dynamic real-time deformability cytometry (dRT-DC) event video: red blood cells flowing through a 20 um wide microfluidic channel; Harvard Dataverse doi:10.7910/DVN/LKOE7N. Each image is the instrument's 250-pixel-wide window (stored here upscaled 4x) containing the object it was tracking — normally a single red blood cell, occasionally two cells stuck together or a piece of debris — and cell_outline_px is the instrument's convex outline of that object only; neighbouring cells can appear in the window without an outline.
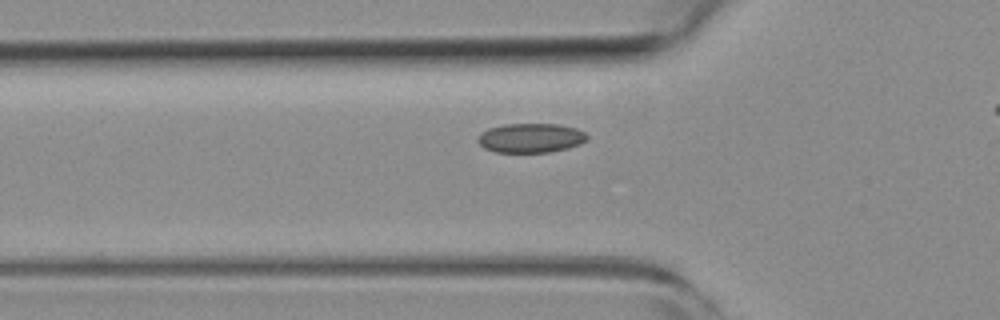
{"species": "common noctule bat (a hibernating species)", "species_latin": "Nyctalus noctula", "temperature_condition": "room temperature", "stored_images_in_passage": 32, "camera_frame_rate_fps": 3000, "um_per_image_px": 0.085, "animal": {"sex": "female", "body_mass_g": 19.3, "forearm_length_mm": 54.1}, "frame": {"image": 1, "passage_image": 3, "time_ms": 0.667, "image_size_px": [1000, 320], "cell_outline_px": [[588, 136], [580, 144], [568, 148], [548, 152], [496, 152], [484, 148], [476, 140], [488, 128], [504, 124], [560, 124], [576, 128], [584, 132]], "centroid_in_image_um": [45.11, 11.72], "position_along_channel_um": 80.7, "area_um2": 18.55}}
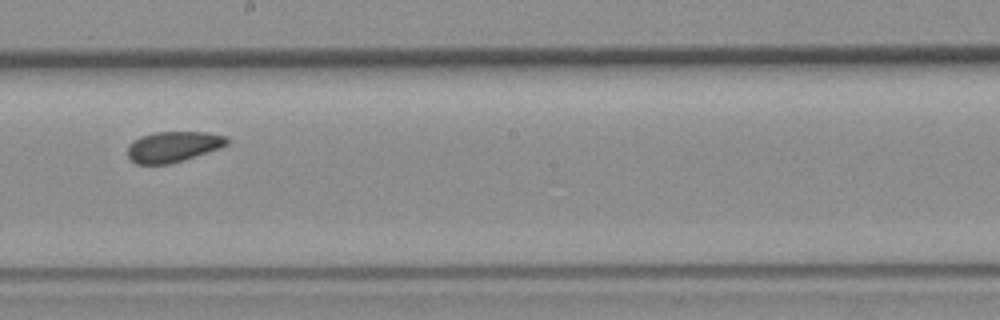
{"frame": {"image": 2, "passage_image": 15, "time_ms": 4.667, "image_size_px": [1000, 320], "cell_outline_px": [[228, 144], [220, 148], [168, 164], [136, 164], [128, 156], [128, 144], [132, 140], [140, 136], [156, 132], [208, 132], [228, 136]], "centroid_in_image_um": [14.71, 12.45], "position_along_channel_um": 233.5, "area_um2": 17.69}}
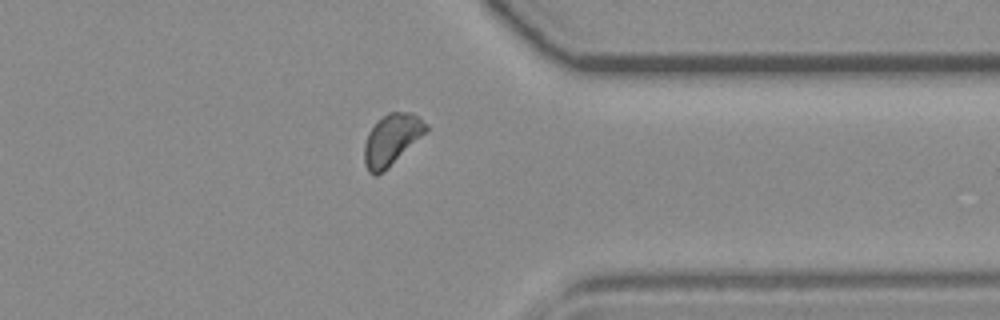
{"frame": {"image": 3, "passage_image": 27, "time_ms": 8.667, "image_size_px": [1000, 320], "cell_outline_px": [[428, 128], [388, 168], [376, 176], [372, 176], [368, 172], [364, 164], [364, 144], [368, 132], [388, 112], [412, 112], [428, 124]], "centroid_in_image_um": [33.24, 11.89], "position_along_channel_um": 378.2, "area_um2": 17.98}, "authors_computed_cell_mechanics": {"area_um2": 18.1203, "velocity_mm_per_s": 3.8164, "shape_relaxation_time_tau1_ms": null, "shape_relaxation_time_tau2_ms": 2.5595, "deformation_change_tau1": null, "deformation_change_tau2": 0.0707}}